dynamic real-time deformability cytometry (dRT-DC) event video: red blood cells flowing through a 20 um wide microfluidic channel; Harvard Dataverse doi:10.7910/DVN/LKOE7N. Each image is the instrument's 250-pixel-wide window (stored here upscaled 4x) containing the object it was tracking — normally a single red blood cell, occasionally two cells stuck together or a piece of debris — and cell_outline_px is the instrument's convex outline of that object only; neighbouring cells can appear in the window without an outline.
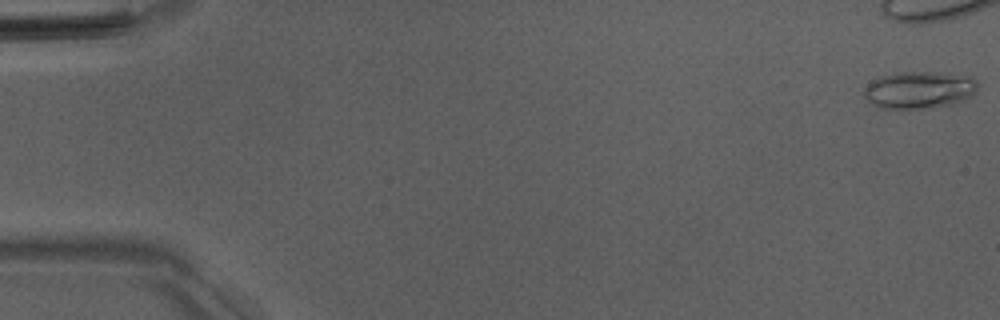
{"species": "Egyptian fruit bat (a non-hibernating species)", "species_latin": "Rousettus aegyptiacus", "temperature_condition": "room temperature", "stored_images_in_passage": 17, "camera_frame_rate_fps": 3000, "um_per_image_px": 0.085, "animal": {"sex": "male"}, "frame": {"image": 1, "passage_image": 1, "time_ms": 0.0, "image_size_px": [1000, 320], "cell_outline_px": [[980, 84], [976, 92], [972, 96], [956, 104], [932, 108], [876, 108], [864, 96], [864, 88], [872, 80], [880, 76], [900, 72], [932, 72], [972, 76]], "centroid_in_image_um": [78.18, 7.65], "position_along_channel_um": 6.8, "area_um2": 25.03}}